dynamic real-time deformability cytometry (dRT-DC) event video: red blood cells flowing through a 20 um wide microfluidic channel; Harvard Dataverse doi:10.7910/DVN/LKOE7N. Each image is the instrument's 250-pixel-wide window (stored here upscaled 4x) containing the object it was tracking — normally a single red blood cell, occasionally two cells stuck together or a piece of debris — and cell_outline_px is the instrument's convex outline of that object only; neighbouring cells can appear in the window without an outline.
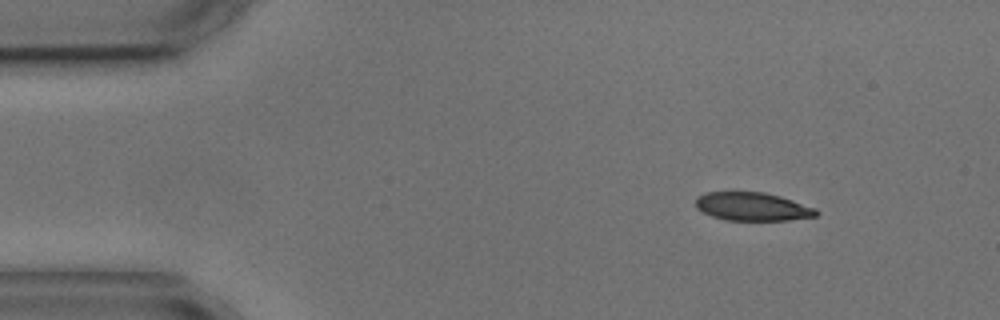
{"species": "common noctule bat (a hibernating species)", "species_latin": "Nyctalus noctula", "temperature_condition": "cold", "stored_images_in_passage": 5, "camera_frame_rate_fps": 3000, "um_per_image_px": 0.085, "animal": {"sex": "male", "body_mass_g": 17.9, "forearm_length_mm": 54.2}, "frame": {"image": 1, "passage_image": 1, "time_ms": 0.0, "image_size_px": [1000, 320], "cell_outline_px": [[820, 212], [816, 216], [788, 220], [724, 220], [712, 216], [696, 208], [696, 196], [704, 192], [764, 192], [780, 196], [816, 208]], "centroid_in_image_um": [63.95, 17.56], "position_along_channel_um": 21.1, "area_um2": 19.94}}
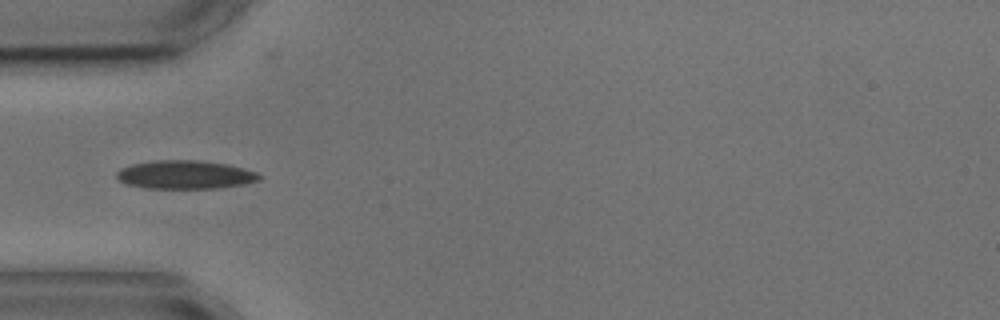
{"frame": {"image": 2, "passage_image": 4, "time_ms": 3.333, "image_size_px": [1000, 320], "cell_outline_px": [[264, 176], [260, 180], [244, 184], [216, 188], [148, 188], [128, 184], [120, 180], [116, 176], [116, 172], [120, 168], [132, 164], [156, 160], [196, 160], [228, 164], [244, 168], [256, 172]], "centroid_in_image_um": [15.77, 14.84], "position_along_channel_um": 69.2, "area_um2": 23.64}}